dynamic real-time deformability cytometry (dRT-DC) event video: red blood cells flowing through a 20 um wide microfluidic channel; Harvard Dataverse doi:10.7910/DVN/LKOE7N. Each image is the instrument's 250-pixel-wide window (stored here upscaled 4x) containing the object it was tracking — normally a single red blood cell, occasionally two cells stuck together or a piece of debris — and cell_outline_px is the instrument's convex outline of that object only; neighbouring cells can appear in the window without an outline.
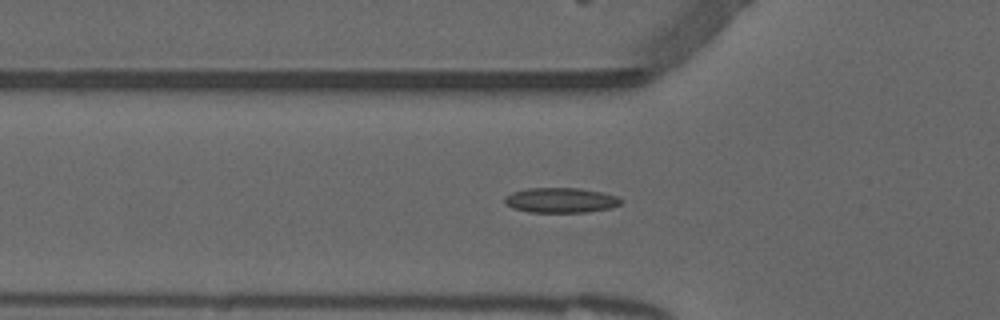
{"species": "common noctule bat (a hibernating species)", "species_latin": "Nyctalus noctula", "temperature_condition": "warm", "stored_images_in_passage": 49, "camera_frame_rate_fps": 3000, "um_per_image_px": 0.085, "animal": {"sex": "male", "forearm_length_mm": 52.5}, "frame": {"image": 1, "passage_image": 13, "time_ms": 4.0, "image_size_px": [1000, 320], "cell_outline_px": [[624, 200], [620, 204], [612, 208], [588, 212], [528, 212], [512, 208], [504, 204], [504, 196], [512, 192], [528, 188], [580, 188], [600, 192], [616, 196]], "centroid_in_image_um": [47.64, 17.02], "position_along_channel_um": 78.2, "area_um2": 17.11}}
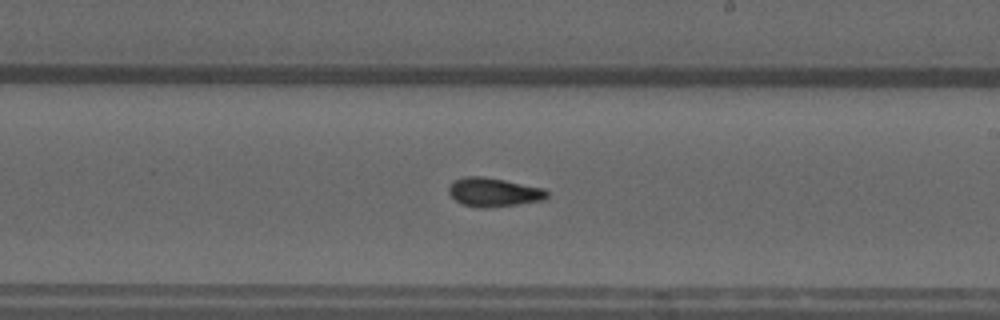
{"frame": {"image": 2, "passage_image": 26, "time_ms": 8.333, "image_size_px": [1000, 320], "cell_outline_px": [[548, 196], [544, 200], [516, 204], [484, 208], [476, 208], [460, 204], [448, 192], [448, 188], [456, 180], [464, 176], [484, 176], [544, 188], [548, 192]], "centroid_in_image_um": [41.96, 16.34], "position_along_channel_um": 247.0, "area_um2": 16.47}}
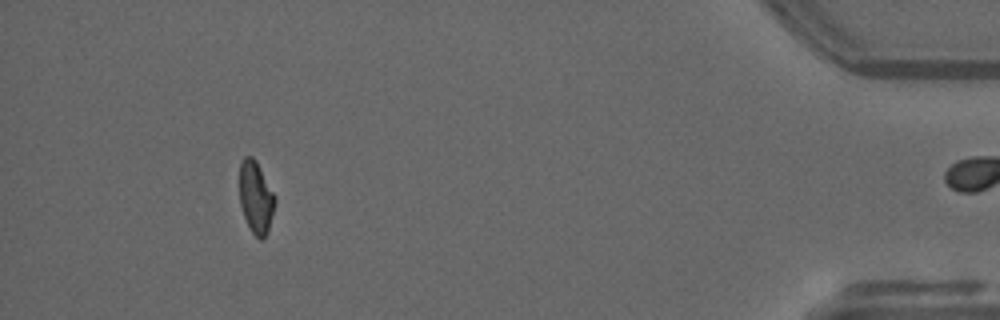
{"frame": {"image": 3, "passage_image": 44, "time_ms": 14.333, "image_size_px": [1000, 320], "cell_outline_px": [[276, 200], [268, 232], [260, 240], [252, 232], [244, 216], [240, 204], [240, 164], [244, 156], [252, 156], [256, 160]], "centroid_in_image_um": [21.74, 16.77], "position_along_channel_um": 413.5, "area_um2": 14.57}, "authors_computed_cell_mechanics": {"area_um2": 15.8372, "velocity_mm_per_s": 3.8913, "shape_relaxation_time_tau1_ms": null, "shape_relaxation_time_tau2_ms": 2.4186, "deformation_change_tau1": null, "deformation_change_tau2": 0.08}}